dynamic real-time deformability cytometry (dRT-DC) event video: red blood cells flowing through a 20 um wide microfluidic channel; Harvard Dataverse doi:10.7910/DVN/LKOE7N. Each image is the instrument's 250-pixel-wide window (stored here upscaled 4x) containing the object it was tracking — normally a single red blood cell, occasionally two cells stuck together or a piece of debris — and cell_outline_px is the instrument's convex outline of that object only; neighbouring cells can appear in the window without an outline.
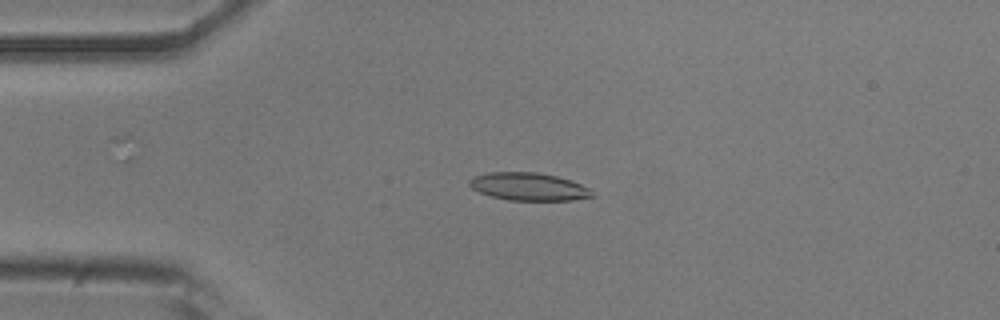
{"species": "common noctule bat (a hibernating species)", "species_latin": "Nyctalus noctula", "temperature_condition": "room temperature", "stored_images_in_passage": 52, "camera_frame_rate_fps": 3000, "um_per_image_px": 0.085, "animal": {"sex": "male", "body_mass_g": 20.5, "forearm_length_mm": 52.5}, "frame": {"image": 1, "passage_image": 11, "time_ms": 3.333, "image_size_px": [1000, 320], "cell_outline_px": [[596, 196], [572, 200], [508, 200], [492, 196], [480, 192], [472, 188], [468, 184], [468, 180], [472, 176], [488, 172], [536, 172], [556, 176], [580, 184], [588, 188]], "centroid_in_image_um": [44.89, 15.86], "position_along_channel_um": 40.1, "area_um2": 19.77}}
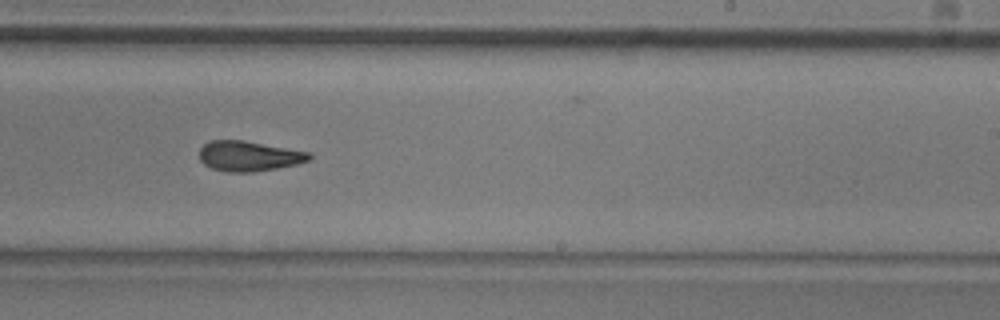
{"frame": {"image": 2, "passage_image": 31, "time_ms": 10.0, "image_size_px": [1000, 320], "cell_outline_px": [[312, 160], [296, 164], [276, 168], [252, 172], [228, 172], [212, 168], [204, 164], [200, 160], [200, 148], [204, 144], [212, 140], [244, 140], [308, 152], [312, 156]], "centroid_in_image_um": [21.15, 13.26], "position_along_channel_um": 267.9, "area_um2": 19.19}}
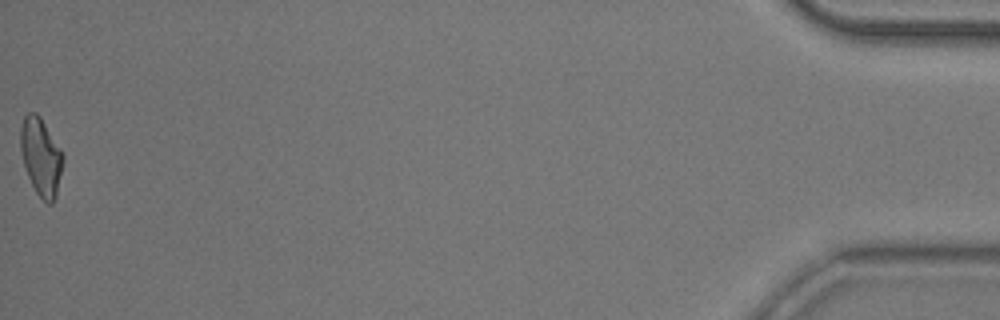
{"frame": {"image": 3, "passage_image": 52, "time_ms": 17.0, "image_size_px": [1000, 320], "cell_outline_px": [[64, 160], [56, 196], [52, 204], [48, 204], [36, 192], [28, 176], [24, 164], [20, 148], [20, 128], [24, 116], [28, 112], [36, 112], [40, 116], [60, 148], [64, 156]], "centroid_in_image_um": [3.48, 13.3], "position_along_channel_um": 431.7, "area_um2": 19.13}, "authors_computed_cell_mechanics": {"area_um2": 19.652, "velocity_mm_per_s": 3.7842, "shape_relaxation_time_tau1_ms": null, "shape_relaxation_time_tau2_ms": 3.2725, "deformation_change_tau1": null, "deformation_change_tau2": 0.1198}}